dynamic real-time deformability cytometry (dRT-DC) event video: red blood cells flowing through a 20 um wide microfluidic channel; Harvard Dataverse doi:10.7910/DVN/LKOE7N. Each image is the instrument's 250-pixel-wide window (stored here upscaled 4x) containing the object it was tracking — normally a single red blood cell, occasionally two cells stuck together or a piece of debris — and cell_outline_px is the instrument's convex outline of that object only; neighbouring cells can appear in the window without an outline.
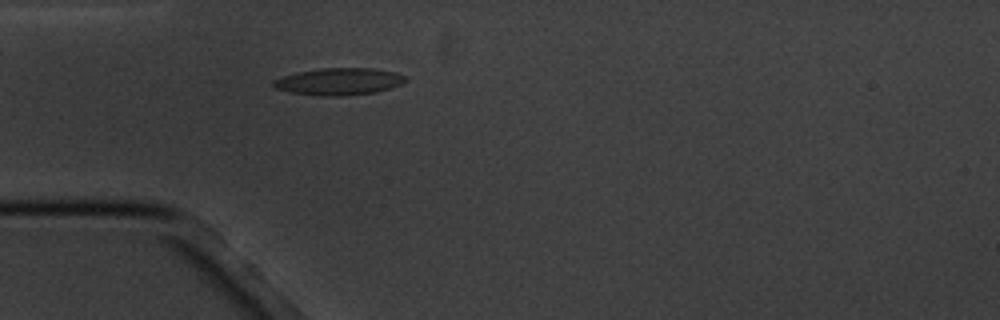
{"species": "common noctule bat (a hibernating species)", "species_latin": "Nyctalus noctula", "temperature_condition": "cold", "stored_images_in_passage": 1, "camera_frame_rate_fps": 3000, "um_per_image_px": 0.085, "animal": {"sex": "male", "body_mass_g": 20.1, "forearm_length_mm": 53.5}, "frame": {"image": 1, "passage_image": 1, "time_ms": 0.0, "image_size_px": [1000, 320], "cell_outline_px": [[408, 80], [400, 84], [376, 92], [344, 96], [320, 96], [292, 92], [276, 88], [272, 84], [272, 80], [296, 72], [320, 68], [376, 68], [396, 72], [404, 76]], "centroid_in_image_um": [28.82, 6.92], "position_along_channel_um": 56.2, "area_um2": 20.81}}